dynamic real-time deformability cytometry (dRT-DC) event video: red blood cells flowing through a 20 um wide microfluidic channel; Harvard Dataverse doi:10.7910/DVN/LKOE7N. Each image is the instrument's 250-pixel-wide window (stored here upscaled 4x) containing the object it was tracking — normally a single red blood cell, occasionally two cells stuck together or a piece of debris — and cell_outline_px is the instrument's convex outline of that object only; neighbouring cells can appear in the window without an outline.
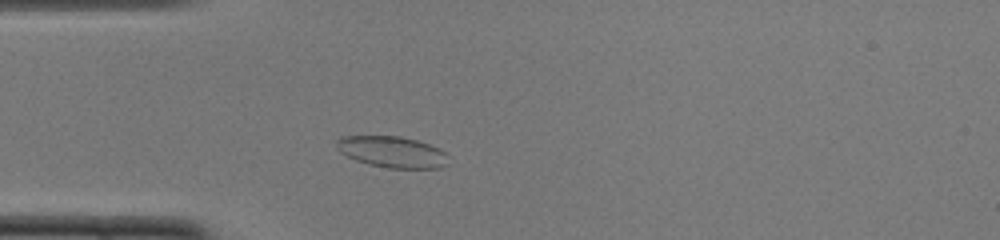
{"species": "common noctule bat (a hibernating species)", "species_latin": "Nyctalus noctula", "temperature_condition": "cold", "stored_images_in_passage": 39, "camera_frame_rate_fps": 3000, "um_per_image_px": 0.085, "animal": {"sex": "female", "body_mass_g": 22.0, "forearm_length_mm": 56.7}, "frame": {"image": 1, "passage_image": 7, "time_ms": 2.0, "image_size_px": [1000, 240], "cell_outline_px": [[448, 164], [440, 168], [388, 168], [368, 164], [356, 160], [340, 152], [336, 148], [336, 140], [340, 136], [400, 136], [416, 140], [440, 148], [448, 156]], "centroid_in_image_um": [33.33, 12.91], "position_along_channel_um": 51.7, "area_um2": 20.46}}
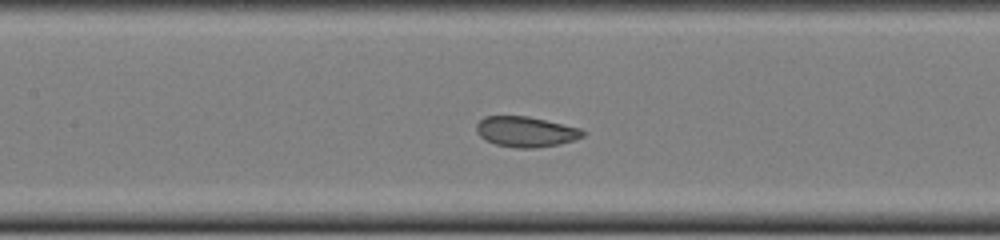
{"frame": {"image": 2, "passage_image": 16, "time_ms": 5.0, "image_size_px": [1000, 240], "cell_outline_px": [[588, 132], [584, 136], [560, 144], [532, 148], [516, 148], [496, 144], [484, 140], [476, 132], [476, 124], [484, 116], [528, 116], [580, 128]], "centroid_in_image_um": [44.68, 11.19], "position_along_channel_um": 162.7, "area_um2": 18.9}}
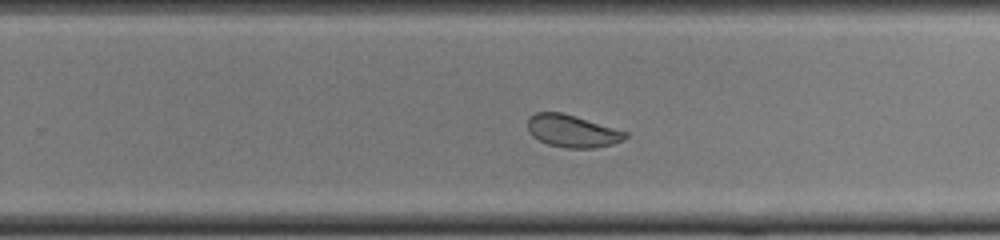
{"frame": {"image": 3, "passage_image": 25, "time_ms": 8.0, "image_size_px": [1000, 240], "cell_outline_px": [[628, 136], [624, 140], [612, 144], [596, 148], [564, 148], [548, 144], [532, 136], [528, 132], [528, 116], [536, 112], [564, 112], [628, 132]], "centroid_in_image_um": [48.64, 11.13], "position_along_channel_um": 281.2, "area_um2": 18.67}, "authors_computed_cell_mechanics": {"area_um2": 19.941, "velocity_mm_per_s": 3.9597, "shape_relaxation_time_tau1_ms": 4.5825, "shape_relaxation_time_tau2_ms": 0.8263, "deformation_change_tau1": 0.0937, "deformation_change_tau2": 0.0655}}